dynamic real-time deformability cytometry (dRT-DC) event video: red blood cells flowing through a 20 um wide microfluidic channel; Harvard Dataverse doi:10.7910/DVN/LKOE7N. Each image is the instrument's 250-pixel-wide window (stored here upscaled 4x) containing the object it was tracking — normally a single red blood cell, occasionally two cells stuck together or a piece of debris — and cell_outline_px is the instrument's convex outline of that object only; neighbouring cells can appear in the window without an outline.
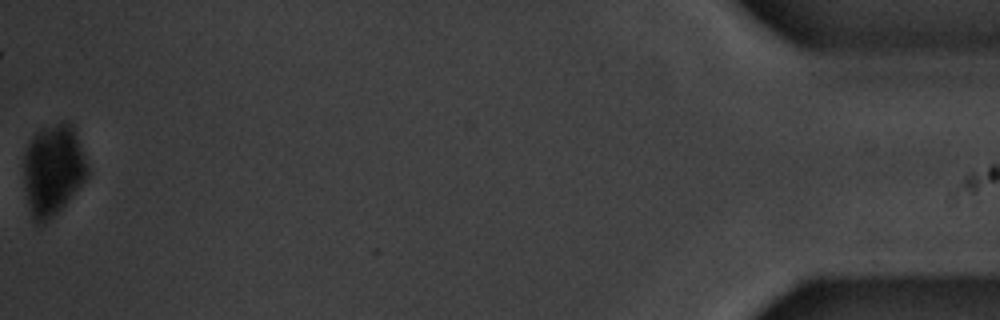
{"species": "common noctule bat (a hibernating species)", "species_latin": "Nyctalus noctula", "temperature_condition": "warm", "stored_images_in_passage": 54, "camera_frame_rate_fps": 3000, "um_per_image_px": 0.085, "animal": {"sex": "male", "body_mass_g": 20.1, "forearm_length_mm": 53.5}, "frame": {"image": 1, "passage_image": 54, "time_ms": 17.667, "image_size_px": [1000, 320], "cell_outline_px": [[88, 176], [64, 204], [44, 224], [36, 228], [32, 224], [24, 188], [24, 156], [28, 144], [36, 132], [44, 128], [60, 124], [72, 124], [88, 168]], "centroid_in_image_um": [4.45, 14.53], "position_along_channel_um": 430.7, "area_um2": 33.35}}